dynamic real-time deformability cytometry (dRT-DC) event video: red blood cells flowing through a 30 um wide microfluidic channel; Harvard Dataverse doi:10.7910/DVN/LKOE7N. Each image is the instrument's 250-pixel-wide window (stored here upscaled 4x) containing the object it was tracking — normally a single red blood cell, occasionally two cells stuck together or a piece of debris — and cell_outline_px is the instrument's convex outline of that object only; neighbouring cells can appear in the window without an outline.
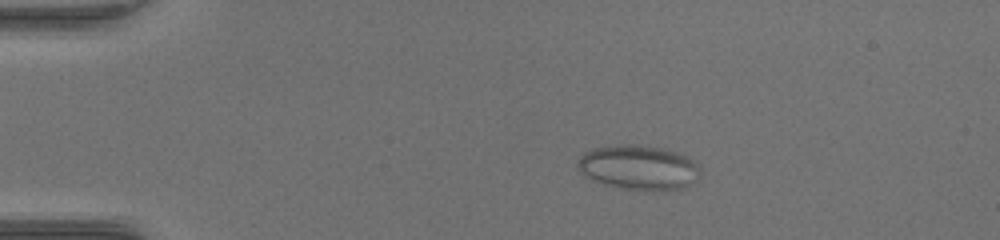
{"species": "common noctule bat (a hibernating species)", "species_latin": "Nyctalus noctula", "temperature_condition": "warm", "stored_images_in_passage": 52, "camera_frame_rate_fps": 3000, "um_per_image_px": 0.085, "animal": {"sex": "female", "body_mass_g": 17.0, "forearm_length_mm": 48.0}, "frame": {"image": 1, "passage_image": 10, "time_ms": 3.0, "image_size_px": [1000, 240], "cell_outline_px": [[700, 176], [692, 184], [680, 188], [652, 192], [620, 188], [604, 184], [580, 172], [576, 164], [580, 156], [584, 152], [596, 148], [616, 144], [640, 144], [664, 148], [676, 152], [692, 160], [700, 168]], "centroid_in_image_um": [54.29, 14.24], "position_along_channel_um": 30.7, "area_um2": 32.14}}
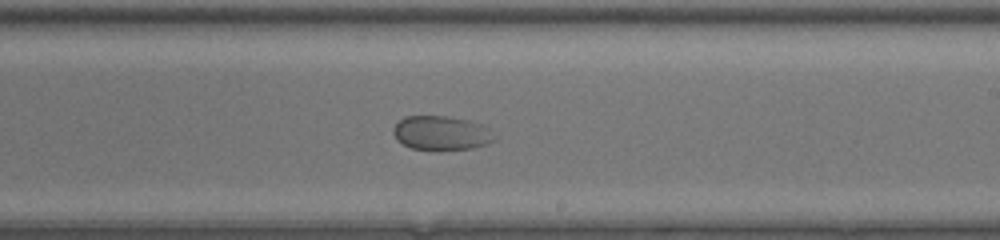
{"frame": {"image": 2, "passage_image": 32, "time_ms": 10.333, "image_size_px": [1000, 240], "cell_outline_px": [[496, 140], [488, 144], [472, 148], [440, 152], [412, 148], [396, 140], [392, 132], [392, 128], [404, 116], [448, 116], [468, 120], [492, 128]], "centroid_in_image_um": [37.54, 11.33], "position_along_channel_um": 251.5, "area_um2": 20.81}}
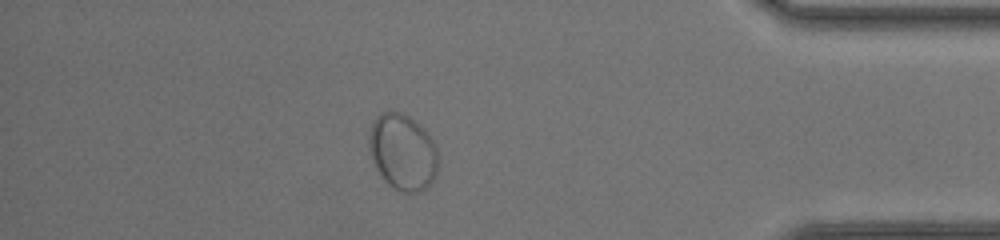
{"frame": {"image": 3, "passage_image": 46, "time_ms": 15.0, "image_size_px": [1000, 240], "cell_outline_px": [[440, 160], [436, 176], [428, 188], [420, 192], [400, 192], [392, 188], [380, 176], [372, 160], [368, 148], [368, 136], [372, 124], [376, 116], [380, 112], [400, 112], [408, 116], [424, 128], [428, 132], [436, 144], [440, 156]], "centroid_in_image_um": [34.26, 12.95], "position_along_channel_um": 400.9, "area_um2": 31.56}}